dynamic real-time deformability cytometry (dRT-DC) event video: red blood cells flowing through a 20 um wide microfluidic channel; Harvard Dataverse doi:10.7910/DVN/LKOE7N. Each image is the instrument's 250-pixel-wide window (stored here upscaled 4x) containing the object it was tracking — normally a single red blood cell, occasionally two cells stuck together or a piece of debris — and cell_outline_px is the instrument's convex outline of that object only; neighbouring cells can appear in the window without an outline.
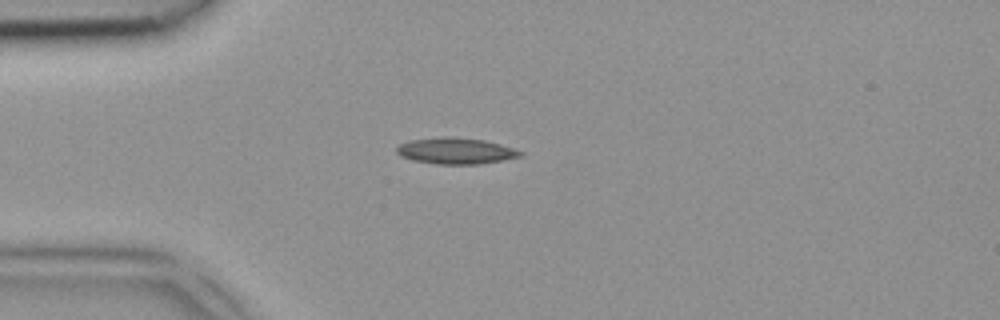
{"species": "common noctule bat (a hibernating species)", "species_latin": "Nyctalus noctula", "temperature_condition": "room temperature", "stored_images_in_passage": 4, "camera_frame_rate_fps": 3000, "um_per_image_px": 0.085, "animal": {"sex": "female", "body_mass_g": 18.4}, "frame": {"image": 1, "passage_image": 3, "time_ms": 0.667, "image_size_px": [1000, 320], "cell_outline_px": [[524, 156], [480, 164], [440, 164], [412, 160], [400, 156], [396, 152], [396, 148], [400, 144], [412, 140], [444, 136], [448, 136], [484, 140], [500, 144], [524, 152]], "centroid_in_image_um": [38.75, 12.83], "position_along_channel_um": 46.2, "area_um2": 18.84}}